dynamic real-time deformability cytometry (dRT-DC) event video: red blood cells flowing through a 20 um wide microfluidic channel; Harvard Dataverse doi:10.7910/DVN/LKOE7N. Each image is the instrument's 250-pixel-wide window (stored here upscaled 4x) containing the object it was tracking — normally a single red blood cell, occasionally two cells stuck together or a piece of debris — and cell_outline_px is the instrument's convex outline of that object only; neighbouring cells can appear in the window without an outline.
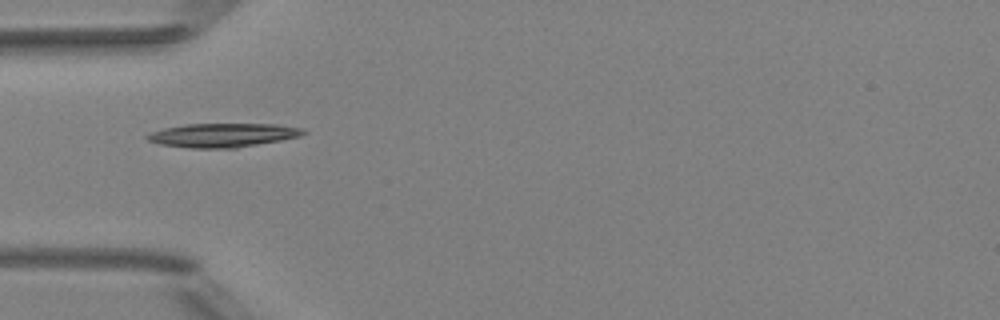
{"species": "Egyptian fruit bat (a non-hibernating species)", "species_latin": "Rousettus aegyptiacus", "temperature_condition": "room temperature", "stored_images_in_passage": 6, "camera_frame_rate_fps": 3000, "um_per_image_px": 0.085, "animal": {"sex": "female"}, "frame": {"image": 1, "passage_image": 3, "time_ms": 0.667, "image_size_px": [1000, 320], "cell_outline_px": [[308, 132], [300, 136], [280, 140], [236, 148], [188, 148], [160, 144], [148, 140], [144, 136], [152, 132], [164, 128], [184, 124], [276, 124], [304, 128]], "centroid_in_image_um": [18.95, 11.48], "position_along_channel_um": 66.1, "area_um2": 21.73}}
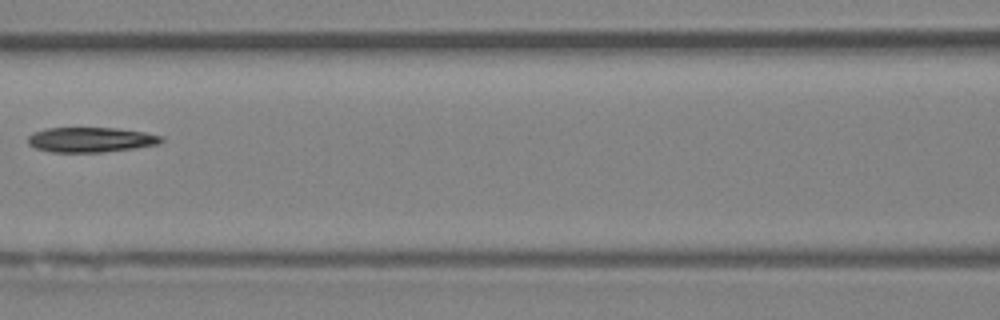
{"frame": {"image": 2, "passage_image": 5, "time_ms": 1.333, "image_size_px": [1000, 320], "cell_outline_px": [[164, 140], [160, 144], [104, 152], [52, 152], [36, 148], [28, 144], [28, 136], [32, 132], [44, 128], [116, 128], [144, 132], [164, 136]], "centroid_in_image_um": [7.71, 11.87], "position_along_channel_um": 158.9, "area_um2": 19.48}}
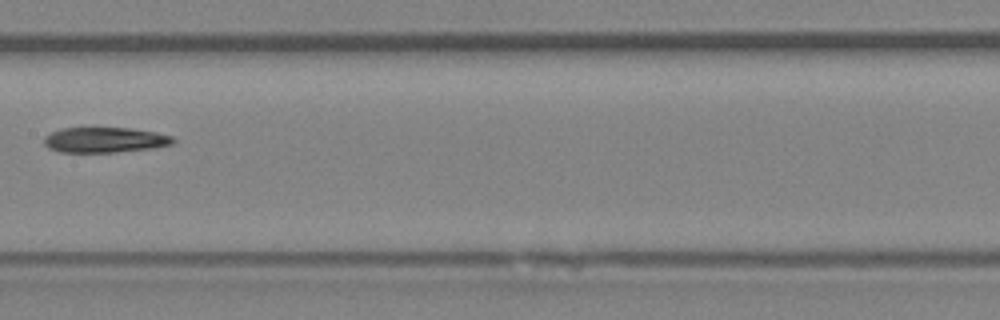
{"frame": {"image": 3, "passage_image": 6, "time_ms": 1.667, "image_size_px": [1000, 320], "cell_outline_px": [[176, 140], [172, 144], [156, 148], [112, 152], [60, 152], [48, 148], [44, 144], [44, 136], [60, 128], [128, 128], [156, 132], [172, 136]], "centroid_in_image_um": [8.91, 11.89], "position_along_channel_um": 198.5, "area_um2": 19.07}}